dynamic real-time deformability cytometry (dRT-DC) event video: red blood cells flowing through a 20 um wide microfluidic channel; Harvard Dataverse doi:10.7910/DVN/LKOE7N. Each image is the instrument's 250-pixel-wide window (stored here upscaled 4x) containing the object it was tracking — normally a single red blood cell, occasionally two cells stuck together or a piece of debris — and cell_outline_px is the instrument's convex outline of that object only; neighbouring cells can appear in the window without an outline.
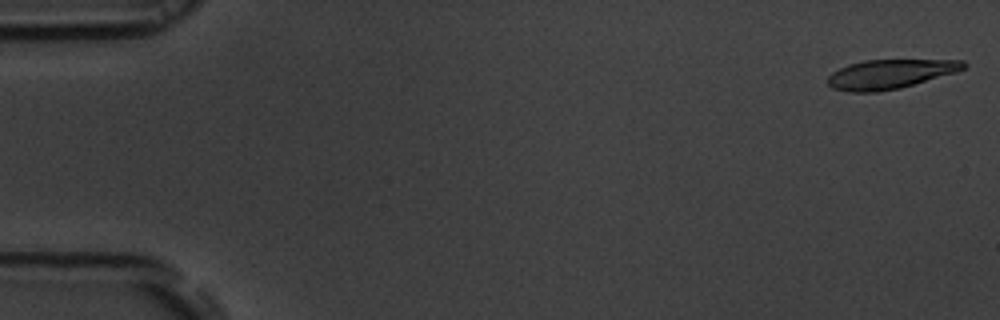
{"species": "common noctule bat (a hibernating species)", "species_latin": "Nyctalus noctula", "temperature_condition": "room temperature", "stored_images_in_passage": 6, "camera_frame_rate_fps": 3000, "um_per_image_px": 0.085, "animal": {"sex": "male", "body_mass_g": 19.5, "forearm_length_mm": 54.6}, "frame": {"image": 1, "passage_image": 1, "time_ms": 0.0, "image_size_px": [1000, 320], "cell_outline_px": [[968, 64], [964, 68], [956, 72], [900, 88], [876, 92], [848, 92], [832, 88], [828, 84], [828, 76], [832, 72], [848, 64], [864, 60], [964, 60]], "centroid_in_image_um": [75.63, 6.3], "position_along_channel_um": 9.4, "area_um2": 23.12}}